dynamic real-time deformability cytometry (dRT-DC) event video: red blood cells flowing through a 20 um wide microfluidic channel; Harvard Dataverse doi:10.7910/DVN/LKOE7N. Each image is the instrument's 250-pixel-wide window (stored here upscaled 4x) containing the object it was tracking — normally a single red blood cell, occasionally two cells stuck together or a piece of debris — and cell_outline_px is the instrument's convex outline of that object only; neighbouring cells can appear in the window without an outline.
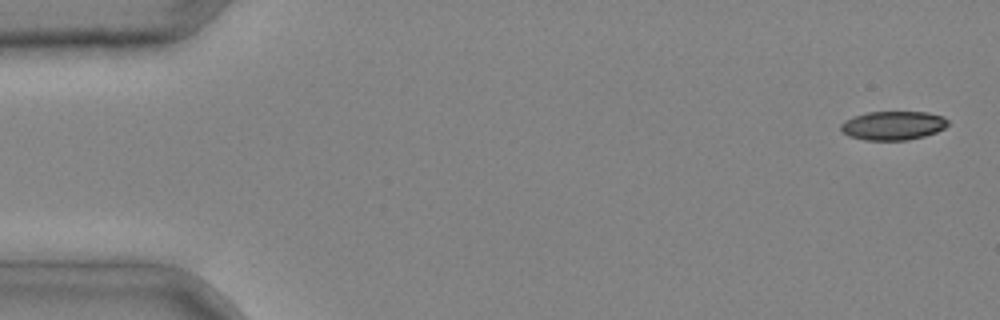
{"species": "common noctule bat (a hibernating species)", "species_latin": "Nyctalus noctula", "temperature_condition": "cold", "stored_images_in_passage": 4, "camera_frame_rate_fps": 3000, "um_per_image_px": 0.085, "animal": {"sex": "male", "body_mass_g": 20.4}, "frame": {"image": 1, "passage_image": 1, "time_ms": 0.0, "image_size_px": [1000, 320], "cell_outline_px": [[948, 124], [944, 128], [936, 132], [924, 136], [908, 140], [864, 140], [848, 136], [840, 128], [840, 124], [844, 120], [852, 116], [868, 112], [928, 112], [944, 116], [948, 120]], "centroid_in_image_um": [75.9, 10.66], "position_along_channel_um": 9.1, "area_um2": 18.15}}
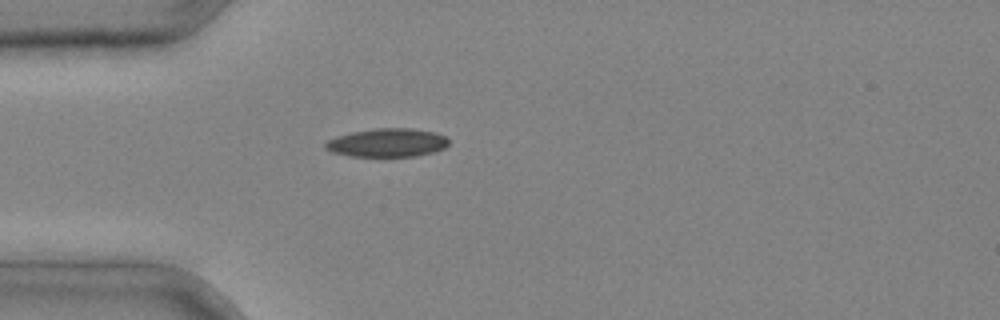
{"frame": {"image": 2, "passage_image": 4, "time_ms": 1.0, "image_size_px": [1000, 320], "cell_outline_px": [[448, 144], [444, 148], [432, 152], [416, 156], [352, 156], [332, 152], [324, 148], [324, 144], [328, 140], [336, 136], [352, 132], [376, 128], [412, 128], [436, 132], [448, 136]], "centroid_in_image_um": [32.93, 12.12], "position_along_channel_um": 52.1, "area_um2": 20.52}}